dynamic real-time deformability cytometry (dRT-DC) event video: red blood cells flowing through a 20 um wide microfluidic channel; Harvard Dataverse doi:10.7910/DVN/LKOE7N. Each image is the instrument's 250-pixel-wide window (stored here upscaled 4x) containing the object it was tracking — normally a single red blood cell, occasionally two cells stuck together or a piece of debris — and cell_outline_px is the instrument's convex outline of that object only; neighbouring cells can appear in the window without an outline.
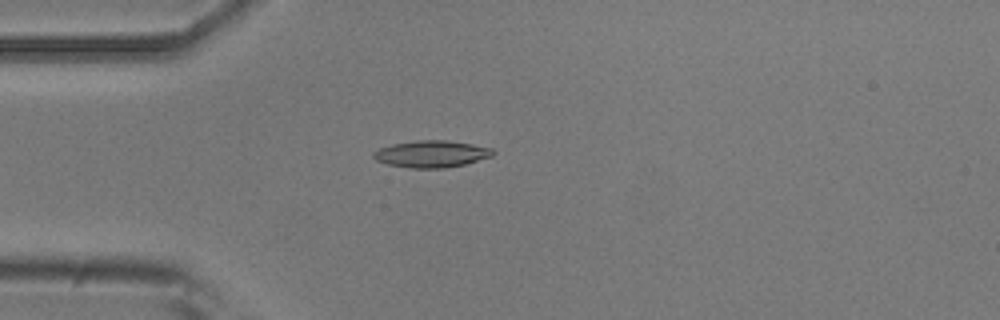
{"species": "common noctule bat (a hibernating species)", "species_latin": "Nyctalus noctula", "temperature_condition": "room temperature", "stored_images_in_passage": 5, "camera_frame_rate_fps": 3000, "um_per_image_px": 0.085, "animal": {"sex": "male", "body_mass_g": 20.5, "forearm_length_mm": 52.5}, "frame": {"image": 1, "passage_image": 5, "time_ms": 4.333, "image_size_px": [1000, 320], "cell_outline_px": [[496, 152], [492, 156], [464, 164], [444, 168], [408, 168], [388, 164], [376, 160], [372, 156], [372, 152], [380, 148], [392, 144], [416, 140], [444, 140], [472, 144], [492, 148]], "centroid_in_image_um": [36.66, 13.08], "position_along_channel_um": 48.3, "area_um2": 18.67}}